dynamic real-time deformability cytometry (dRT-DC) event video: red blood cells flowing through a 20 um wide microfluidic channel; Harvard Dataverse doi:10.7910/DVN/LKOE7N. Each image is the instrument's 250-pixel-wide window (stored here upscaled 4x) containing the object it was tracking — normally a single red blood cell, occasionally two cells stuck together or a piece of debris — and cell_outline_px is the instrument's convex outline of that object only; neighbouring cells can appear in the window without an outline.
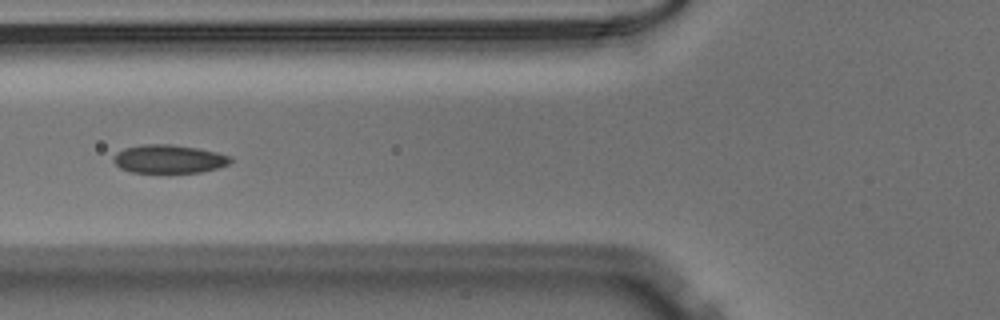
{"species": "Egyptian fruit bat (a non-hibernating species)", "species_latin": "Rousettus aegyptiacus", "temperature_condition": "warm", "stored_images_in_passage": 26, "camera_frame_rate_fps": 3000, "um_per_image_px": 0.085, "animal": {"sex": "male"}, "frame": {"image": 1, "passage_image": 8, "time_ms": 2.333, "image_size_px": [1000, 320], "cell_outline_px": [[232, 160], [228, 164], [216, 168], [200, 172], [132, 172], [120, 168], [112, 160], [112, 156], [116, 152], [124, 148], [144, 144], [172, 144], [200, 148], [232, 156]], "centroid_in_image_um": [14.34, 13.5], "position_along_channel_um": 111.5, "area_um2": 19.42}}
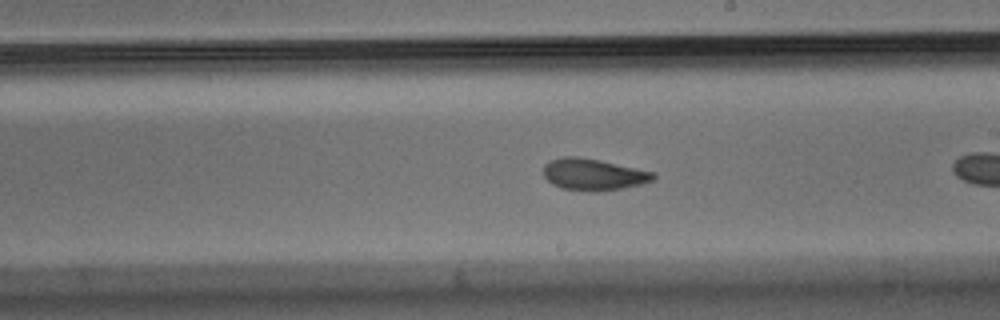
{"frame": {"image": 2, "passage_image": 15, "time_ms": 4.667, "image_size_px": [1000, 320], "cell_outline_px": [[656, 176], [652, 180], [640, 184], [620, 188], [596, 192], [560, 188], [552, 184], [544, 176], [544, 164], [548, 160], [564, 156], [580, 156], [600, 160], [656, 172]], "centroid_in_image_um": [50.41, 14.81], "position_along_channel_um": 238.6, "area_um2": 20.35}}